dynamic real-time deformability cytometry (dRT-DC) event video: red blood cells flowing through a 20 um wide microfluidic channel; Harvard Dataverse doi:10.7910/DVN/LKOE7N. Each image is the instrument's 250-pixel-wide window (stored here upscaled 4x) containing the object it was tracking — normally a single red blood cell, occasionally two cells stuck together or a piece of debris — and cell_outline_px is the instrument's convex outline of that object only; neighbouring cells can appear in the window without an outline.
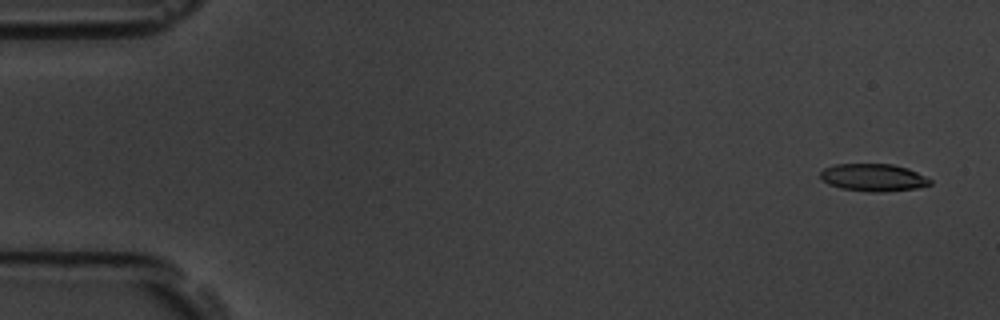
{"species": "common noctule bat (a hibernating species)", "species_latin": "Nyctalus noctula", "temperature_condition": "room temperature", "stored_images_in_passage": 57, "camera_frame_rate_fps": 3000, "um_per_image_px": 0.085, "animal": {"sex": "male", "body_mass_g": 19.5, "forearm_length_mm": 54.6}, "frame": {"image": 1, "passage_image": 3, "time_ms": 0.667, "image_size_px": [1000, 320], "cell_outline_px": [[932, 184], [916, 188], [884, 192], [868, 192], [840, 188], [828, 184], [820, 176], [820, 172], [824, 168], [836, 164], [892, 164], [908, 168], [932, 180]], "centroid_in_image_um": [74.23, 15.09], "position_along_channel_um": 10.8, "area_um2": 17.57}}
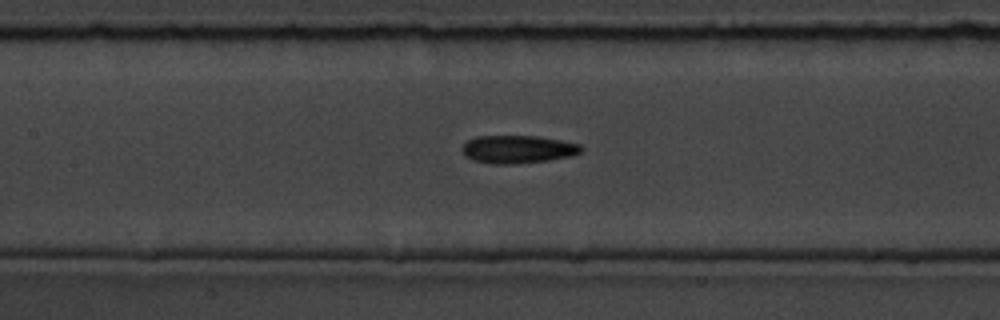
{"frame": {"image": 2, "passage_image": 27, "time_ms": 8.667, "image_size_px": [1000, 320], "cell_outline_px": [[584, 148], [580, 152], [572, 156], [548, 160], [516, 164], [492, 164], [472, 160], [464, 156], [460, 148], [468, 140], [476, 136], [536, 136], [560, 140], [580, 144]], "centroid_in_image_um": [43.98, 12.69], "position_along_channel_um": 163.4, "area_um2": 19.54}}
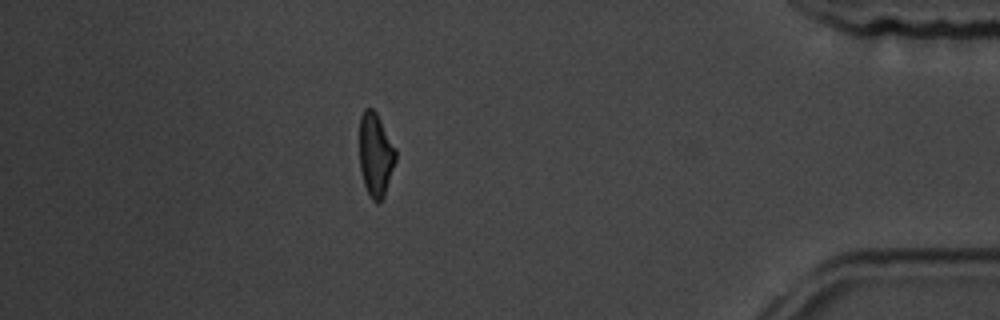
{"frame": {"image": 3, "passage_image": 51, "time_ms": 16.667, "image_size_px": [1000, 320], "cell_outline_px": [[396, 160], [384, 196], [376, 204], [372, 200], [364, 184], [360, 168], [360, 116], [364, 108], [372, 108], [376, 112], [396, 148]], "centroid_in_image_um": [31.93, 13.14], "position_along_channel_um": 403.3, "area_um2": 17.57}}